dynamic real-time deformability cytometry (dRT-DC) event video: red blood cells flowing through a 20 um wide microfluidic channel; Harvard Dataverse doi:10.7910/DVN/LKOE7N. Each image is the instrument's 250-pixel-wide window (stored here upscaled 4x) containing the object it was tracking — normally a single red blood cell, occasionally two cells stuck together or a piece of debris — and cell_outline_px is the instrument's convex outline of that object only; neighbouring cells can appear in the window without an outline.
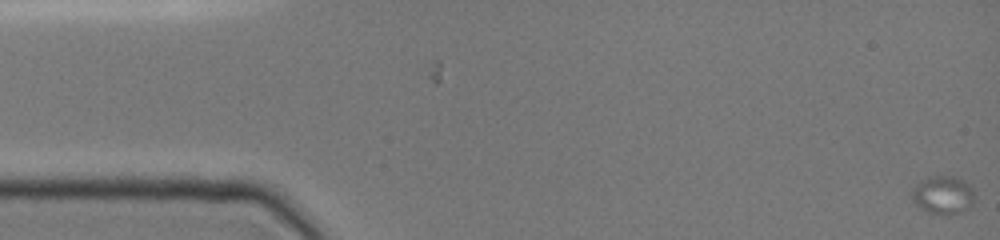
{"species": "common noctule bat (a hibernating species)", "species_latin": "Nyctalus noctula", "temperature_condition": "cold", "stored_images_in_passage": 8, "camera_frame_rate_fps": 3000, "um_per_image_px": 0.085, "animal": {"sex": "female", "body_mass_g": 19.0, "forearm_length_mm": 51.5}, "frame": {"image": 1, "passage_image": 8, "time_ms": 2.0, "image_size_px": [1000, 240], "cell_outline_px": [[976, 200], [968, 208], [952, 216], [948, 216], [928, 212], [920, 208], [912, 200], [908, 192], [920, 180], [928, 176], [956, 176], [964, 180], [972, 188]], "centroid_in_image_um": [80.13, 16.58], "position_along_channel_um": 4.9, "area_um2": 14.51}}